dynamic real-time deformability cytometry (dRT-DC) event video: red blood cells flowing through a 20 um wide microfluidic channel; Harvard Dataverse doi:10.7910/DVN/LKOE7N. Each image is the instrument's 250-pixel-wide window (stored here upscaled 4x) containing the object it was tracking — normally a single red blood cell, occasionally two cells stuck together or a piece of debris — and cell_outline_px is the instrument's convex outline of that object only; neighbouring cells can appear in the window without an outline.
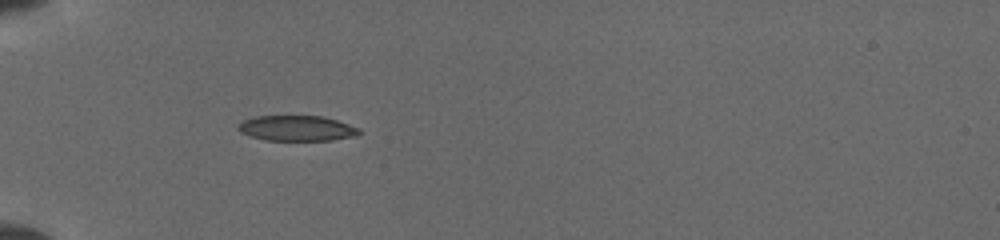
{"species": "common noctule bat (a hibernating species)", "species_latin": "Nyctalus noctula", "temperature_condition": "cold", "stored_images_in_passage": 2, "camera_frame_rate_fps": 3000, "um_per_image_px": 0.085, "animal": {"sex": "female", "body_mass_g": 19.5, "forearm_length_mm": 54.1}, "frame": {"image": 1, "passage_image": 1, "time_ms": 0.0, "image_size_px": [1000, 240], "cell_outline_px": [[360, 132], [356, 136], [332, 140], [268, 140], [252, 136], [240, 132], [236, 128], [236, 124], [244, 120], [256, 116], [320, 116], [336, 120], [360, 128]], "centroid_in_image_um": [25.21, 10.9], "position_along_channel_um": 59.8, "area_um2": 17.8}}